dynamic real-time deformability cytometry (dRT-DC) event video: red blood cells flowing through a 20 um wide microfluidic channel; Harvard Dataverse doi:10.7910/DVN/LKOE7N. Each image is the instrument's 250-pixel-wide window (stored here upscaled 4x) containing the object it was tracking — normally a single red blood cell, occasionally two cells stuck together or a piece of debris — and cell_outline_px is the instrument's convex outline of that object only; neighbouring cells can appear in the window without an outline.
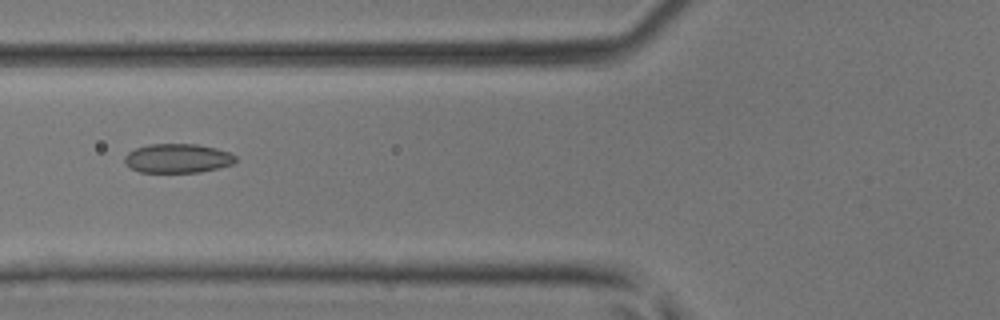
{"species": "common noctule bat (a hibernating species)", "species_latin": "Nyctalus noctula", "temperature_condition": "room temperature", "stored_images_in_passage": 40, "camera_frame_rate_fps": 3000, "um_per_image_px": 0.085, "animal": {"sex": "male", "body_mass_g": 17.9, "forearm_length_mm": 54.2}, "frame": {"image": 1, "passage_image": 12, "time_ms": 3.667, "image_size_px": [1000, 320], "cell_outline_px": [[236, 160], [232, 164], [220, 168], [200, 172], [140, 172], [124, 164], [124, 156], [128, 152], [136, 148], [148, 144], [196, 144], [216, 148], [228, 152], [236, 156]], "centroid_in_image_um": [15.09, 13.46], "position_along_channel_um": 110.7, "area_um2": 18.9}}
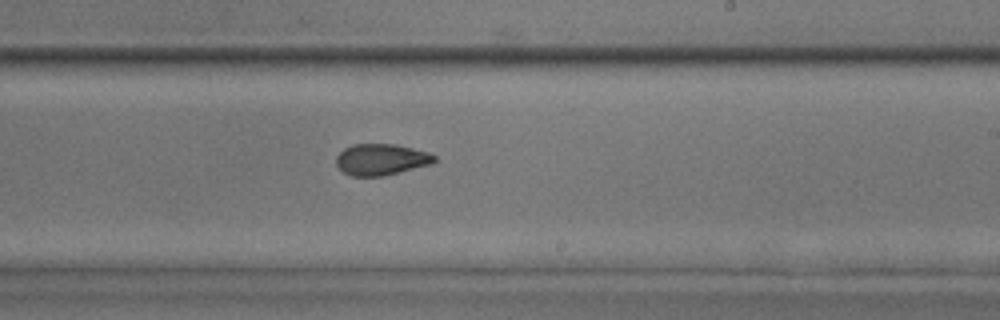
{"frame": {"image": 2, "passage_image": 22, "time_ms": 7.0, "image_size_px": [1000, 320], "cell_outline_px": [[436, 160], [432, 164], [384, 176], [352, 176], [344, 172], [336, 164], [336, 156], [344, 148], [352, 144], [396, 144], [428, 152], [436, 156]], "centroid_in_image_um": [32.41, 13.55], "position_along_channel_um": 256.6, "area_um2": 17.98}}
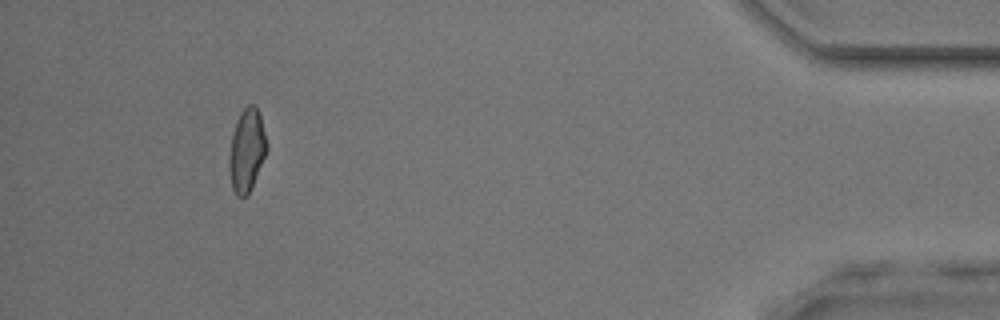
{"frame": {"image": 3, "passage_image": 37, "time_ms": 12.0, "image_size_px": [1000, 320], "cell_outline_px": [[268, 148], [252, 188], [248, 196], [236, 196], [232, 188], [228, 168], [228, 160], [232, 136], [236, 120], [240, 112], [248, 104], [252, 104], [256, 108], [260, 116], [268, 144]], "centroid_in_image_um": [20.97, 12.81], "position_along_channel_um": 414.2, "area_um2": 18.26}}